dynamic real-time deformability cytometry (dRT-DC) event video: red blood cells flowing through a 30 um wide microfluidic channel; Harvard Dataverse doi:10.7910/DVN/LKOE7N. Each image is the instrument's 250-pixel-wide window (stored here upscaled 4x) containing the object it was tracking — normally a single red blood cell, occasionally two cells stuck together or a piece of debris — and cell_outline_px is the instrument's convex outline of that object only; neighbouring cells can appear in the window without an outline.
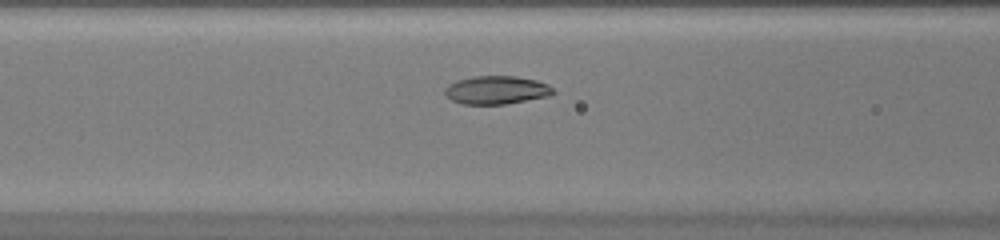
{"species": "common noctule bat (a hibernating species)", "species_latin": "Nyctalus noctula", "temperature_condition": "warm", "stored_images_in_passage": 42, "camera_frame_rate_fps": 3000, "um_per_image_px": 0.085, "animal": {"sex": "female", "body_mass_g": 20.0, "forearm_length_mm": 54.0}, "frame": {"image": 1, "passage_image": 12, "time_ms": 3.667, "image_size_px": [1000, 240], "cell_outline_px": [[556, 92], [552, 96], [504, 104], [460, 104], [452, 100], [444, 92], [444, 88], [448, 84], [456, 80], [472, 76], [516, 76], [536, 80], [548, 84]], "centroid_in_image_um": [42.21, 7.65], "position_along_channel_um": 124.4, "area_um2": 18.03}}
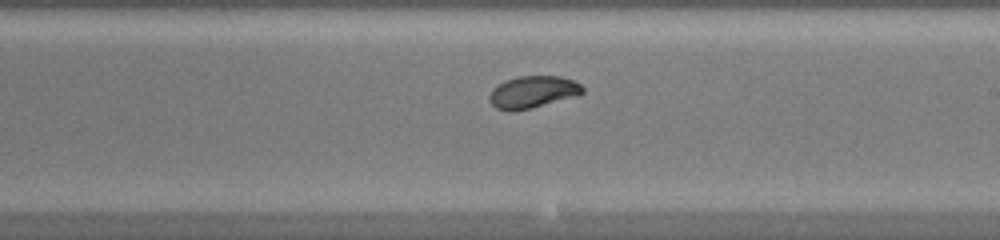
{"frame": {"image": 2, "passage_image": 21, "time_ms": 6.667, "image_size_px": [1000, 240], "cell_outline_px": [[584, 92], [576, 96], [512, 112], [508, 112], [496, 108], [488, 100], [488, 96], [492, 88], [504, 80], [520, 76], [560, 76], [572, 80], [580, 84], [584, 88]], "centroid_in_image_um": [45.24, 7.82], "position_along_channel_um": 243.8, "area_um2": 17.4}}
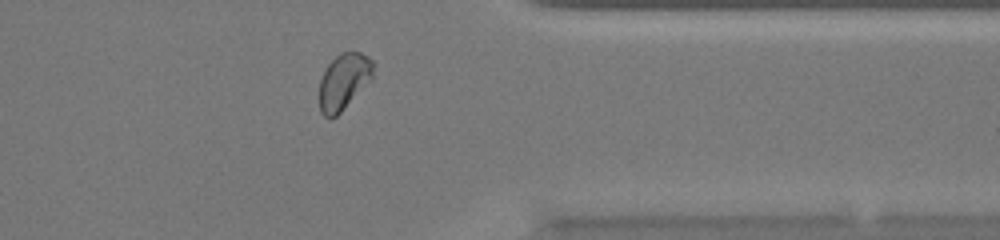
{"frame": {"image": 3, "passage_image": 32, "time_ms": 10.333, "image_size_px": [1000, 240], "cell_outline_px": [[372, 80], [336, 116], [328, 120], [320, 112], [320, 80], [324, 68], [340, 52], [360, 52], [368, 56], [372, 60]], "centroid_in_image_um": [29.2, 6.93], "position_along_channel_um": 382.2, "area_um2": 17.63}, "authors_computed_cell_mechanics": {"area_um2": 18.2648, "velocity_mm_per_s": 3.986, "shape_relaxation_time_tau1_ms": 3.5587, "shape_relaxation_time_tau2_ms": 1.5789, "deformation_change_tau1": 0.1311, "deformation_change_tau2": 0.0375}}